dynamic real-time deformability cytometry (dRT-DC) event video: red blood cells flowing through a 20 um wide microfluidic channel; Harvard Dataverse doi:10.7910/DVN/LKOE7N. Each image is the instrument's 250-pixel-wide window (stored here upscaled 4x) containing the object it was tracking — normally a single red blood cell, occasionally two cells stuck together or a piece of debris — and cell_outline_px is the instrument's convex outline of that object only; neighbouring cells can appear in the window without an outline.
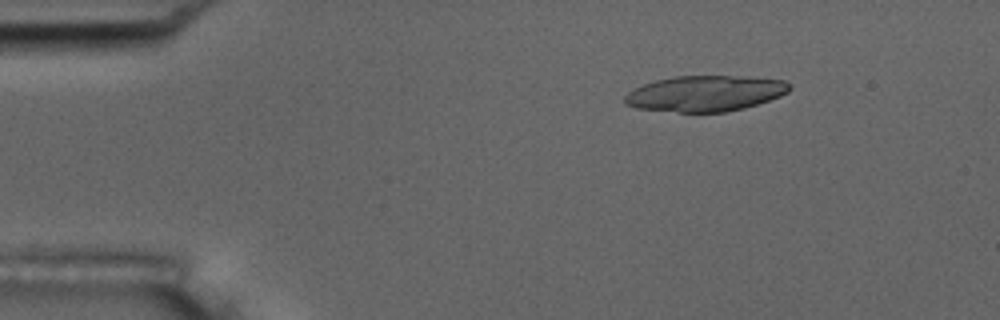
{"species": "common noctule bat (a hibernating species)", "species_latin": "Nyctalus noctula", "temperature_condition": "room temperature", "stored_images_in_passage": 4, "camera_frame_rate_fps": 3000, "um_per_image_px": 0.085, "animal": {"sex": "male", "body_mass_g": 17.5, "forearm_length_mm": 52.3}, "frame": {"image": 1, "passage_image": 1, "time_ms": 0.0, "image_size_px": [1000, 320], "cell_outline_px": [[792, 88], [788, 92], [780, 96], [744, 108], [724, 112], [680, 112], [636, 108], [624, 104], [624, 96], [628, 92], [644, 84], [656, 80], [676, 76], [748, 76], [784, 80], [792, 84]], "centroid_in_image_um": [59.97, 7.94], "position_along_channel_um": 25.0, "area_um2": 34.39}}